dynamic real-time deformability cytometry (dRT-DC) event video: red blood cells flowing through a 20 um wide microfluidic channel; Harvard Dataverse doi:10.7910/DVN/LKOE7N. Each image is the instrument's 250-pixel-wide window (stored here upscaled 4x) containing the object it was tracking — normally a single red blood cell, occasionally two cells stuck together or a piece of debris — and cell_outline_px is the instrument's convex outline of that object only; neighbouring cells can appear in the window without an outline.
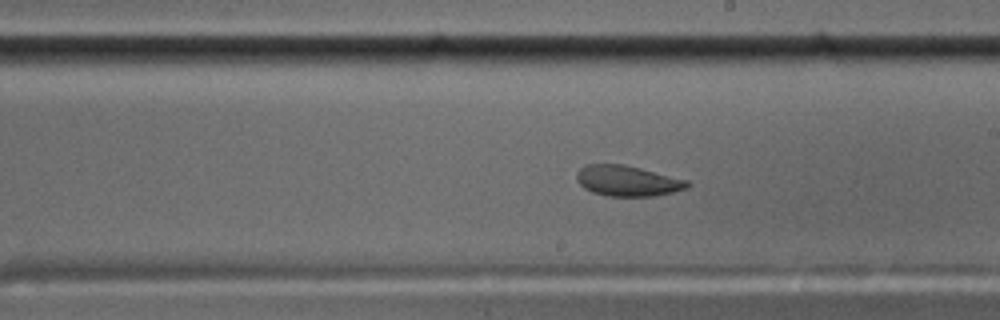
{"species": "common noctule bat (a hibernating species)", "species_latin": "Nyctalus noctula", "temperature_condition": "cold", "stored_images_in_passage": 56, "camera_frame_rate_fps": 3000, "um_per_image_px": 0.085, "animal": {"sex": "male", "body_mass_g": 17.5, "forearm_length_mm": 52.3}, "frame": {"image": 1, "passage_image": 32, "time_ms": 10.333, "image_size_px": [1000, 320], "cell_outline_px": [[692, 184], [688, 188], [656, 196], [608, 196], [592, 192], [584, 188], [576, 180], [576, 172], [584, 164], [624, 164], [688, 180]], "centroid_in_image_um": [53.33, 15.37], "position_along_channel_um": 235.7, "area_um2": 19.88}}
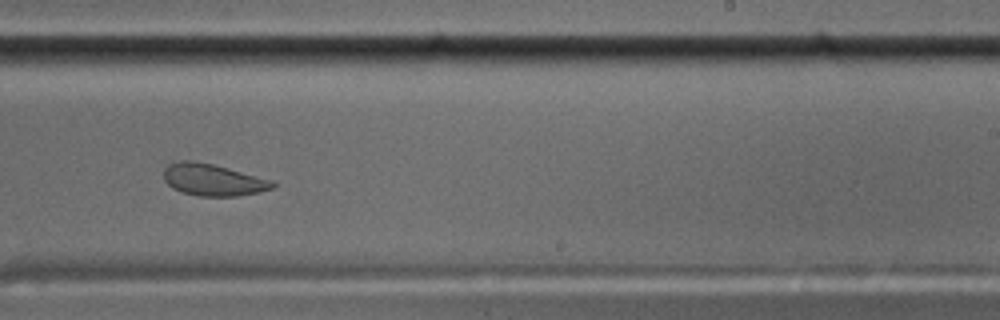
{"frame": {"image": 2, "passage_image": 35, "time_ms": 11.333, "image_size_px": [1000, 320], "cell_outline_px": [[276, 184], [272, 188], [260, 192], [236, 196], [200, 196], [184, 192], [172, 188], [164, 180], [164, 168], [168, 164], [180, 160], [192, 160], [212, 164], [276, 180]], "centroid_in_image_um": [18.13, 15.28], "position_along_channel_um": 270.9, "area_um2": 20.35}}
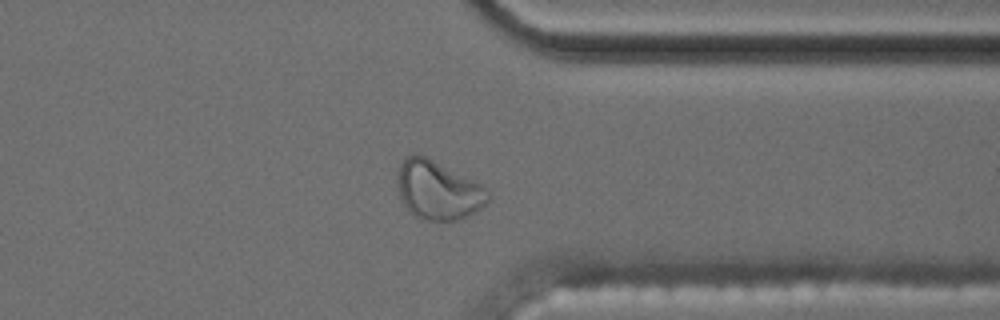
{"frame": {"image": 3, "passage_image": 44, "time_ms": 14.333, "image_size_px": [1000, 320], "cell_outline_px": [[492, 196], [480, 208], [456, 220], [428, 220], [416, 216], [400, 200], [396, 176], [400, 160], [412, 152], [424, 156], [488, 188]], "centroid_in_image_um": [37.19, 16.14], "position_along_channel_um": 374.2, "area_um2": 30.69}, "authors_computed_cell_mechanics": {"area_um2": 20.8369, "velocity_mm_per_s": 3.5137, "shape_relaxation_time_tau1_ms": null, "shape_relaxation_time_tau2_ms": 2.3683, "deformation_change_tau1": null, "deformation_change_tau2": 0.0803}}